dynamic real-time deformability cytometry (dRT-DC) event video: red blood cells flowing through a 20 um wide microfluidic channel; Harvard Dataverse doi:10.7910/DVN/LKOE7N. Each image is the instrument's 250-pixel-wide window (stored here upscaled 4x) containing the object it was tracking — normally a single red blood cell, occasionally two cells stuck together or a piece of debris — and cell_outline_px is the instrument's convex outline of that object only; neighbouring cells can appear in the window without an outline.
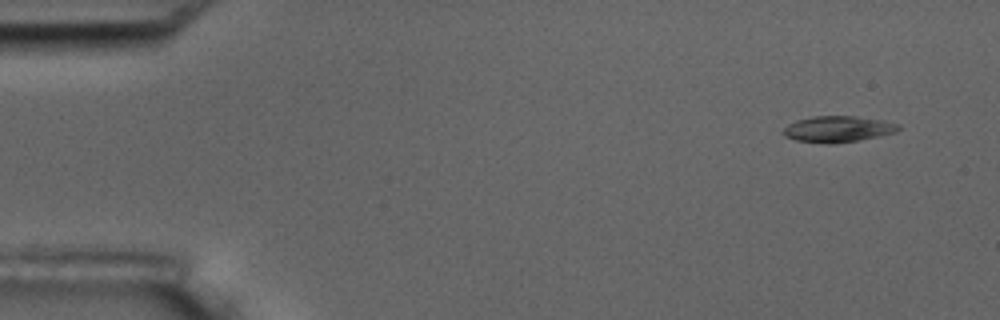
{"species": "common noctule bat (a hibernating species)", "species_latin": "Nyctalus noctula", "temperature_condition": "room temperature", "stored_images_in_passage": 4, "camera_frame_rate_fps": 3000, "um_per_image_px": 0.085, "animal": {"sex": "male", "body_mass_g": 17.5, "forearm_length_mm": 52.3}, "frame": {"image": 1, "passage_image": 1, "time_ms": 0.0, "image_size_px": [1000, 320], "cell_outline_px": [[900, 128], [896, 132], [856, 140], [832, 144], [828, 144], [796, 140], [784, 136], [780, 132], [788, 124], [796, 120], [812, 116], [856, 116], [884, 120], [900, 124]], "centroid_in_image_um": [71.18, 10.96], "position_along_channel_um": 13.8, "area_um2": 17.57}}
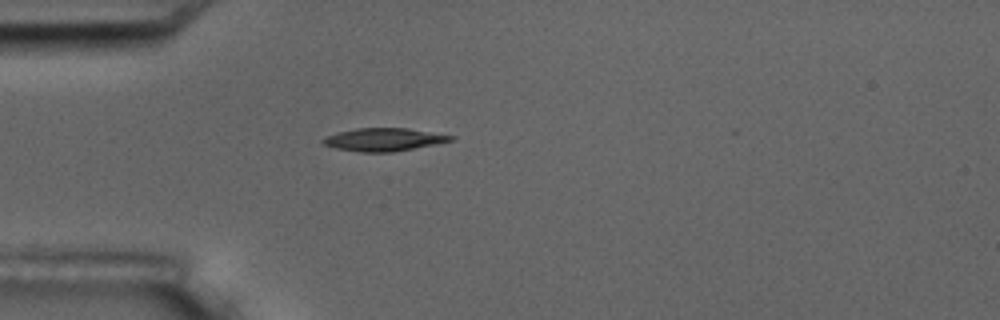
{"frame": {"image": 2, "passage_image": 4, "time_ms": 4.0, "image_size_px": [1000, 320], "cell_outline_px": [[456, 136], [452, 140], [436, 144], [392, 152], [360, 152], [336, 148], [324, 144], [320, 140], [328, 136], [340, 132], [356, 128], [408, 128]], "centroid_in_image_um": [32.65, 11.86], "position_along_channel_um": 52.4, "area_um2": 16.88}}